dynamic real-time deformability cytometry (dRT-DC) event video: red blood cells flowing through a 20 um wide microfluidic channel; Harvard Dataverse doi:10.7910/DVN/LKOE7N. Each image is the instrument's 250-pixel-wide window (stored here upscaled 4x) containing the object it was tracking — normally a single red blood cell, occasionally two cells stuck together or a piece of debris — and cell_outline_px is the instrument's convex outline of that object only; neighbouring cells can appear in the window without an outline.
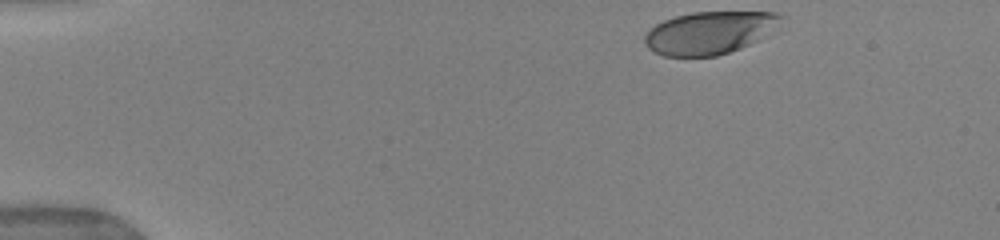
{"species": "human", "species_latin": "Homo sapiens", "temperature_condition": "warm", "stored_images_in_passage": 45, "camera_frame_rate_fps": 3000, "um_per_image_px": 0.085, "donor": {"sex": "female"}, "frame": {"image": 1, "passage_image": 1, "time_ms": 0.0, "image_size_px": [1000, 240], "cell_outline_px": [[784, 16], [756, 40], [740, 48], [716, 56], [664, 56], [648, 48], [644, 44], [644, 36], [656, 24], [664, 20], [676, 16], [692, 12], [776, 12]], "centroid_in_image_um": [60.21, 2.78], "position_along_channel_um": 24.8, "area_um2": 33.0}}
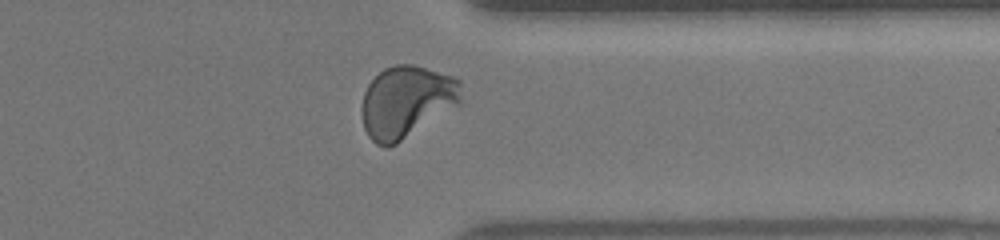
{"frame": {"image": 2, "passage_image": 35, "time_ms": 11.333, "image_size_px": [1000, 240], "cell_outline_px": [[460, 104], [396, 144], [388, 148], [384, 148], [376, 144], [368, 136], [364, 128], [360, 112], [360, 108], [364, 92], [368, 84], [384, 68], [396, 64], [412, 64], [452, 76], [460, 80]], "centroid_in_image_um": [34.51, 8.66], "position_along_channel_um": 376.9, "area_um2": 41.79}}
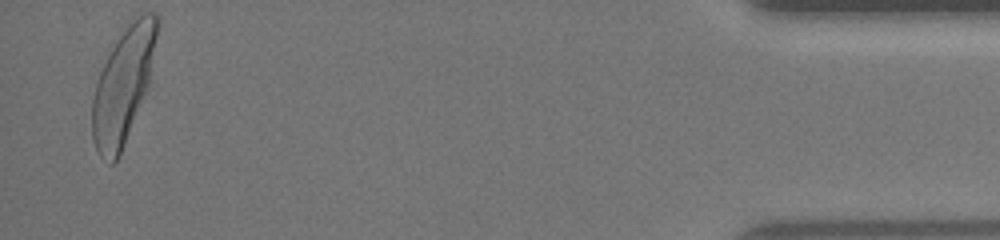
{"frame": {"image": 3, "passage_image": 44, "time_ms": 14.333, "image_size_px": [1000, 240], "cell_outline_px": [[160, 24], [148, 84], [120, 152], [116, 160], [112, 164], [100, 156], [96, 148], [92, 136], [92, 100], [96, 84], [100, 72], [112, 48], [128, 24], [132, 20], [144, 12], [156, 12], [160, 20]], "centroid_in_image_um": [10.48, 7.19], "position_along_channel_um": 424.7, "area_um2": 42.31}, "authors_computed_cell_mechanics": {"area_um2": 39.1306, "velocity_mm_per_s": 3.9405, "shape_relaxation_time_tau1_ms": 2.7804, "shape_relaxation_time_tau2_ms": null, "deformation_change_tau1": 0.1863, "deformation_change_tau2": null}}